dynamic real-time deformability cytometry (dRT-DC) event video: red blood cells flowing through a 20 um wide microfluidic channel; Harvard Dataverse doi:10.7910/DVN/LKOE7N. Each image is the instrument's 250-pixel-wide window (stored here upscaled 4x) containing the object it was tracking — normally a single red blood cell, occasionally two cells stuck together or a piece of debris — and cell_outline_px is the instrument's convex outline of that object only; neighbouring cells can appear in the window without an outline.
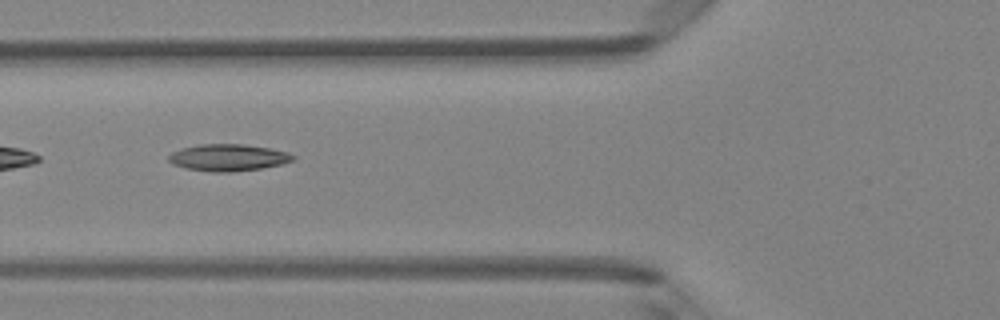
{"species": "Egyptian fruit bat (a non-hibernating species)", "species_latin": "Rousettus aegyptiacus", "temperature_condition": "room temperature", "stored_images_in_passage": 5, "camera_frame_rate_fps": 3000, "um_per_image_px": 0.085, "animal": {"sex": "female"}, "frame": {"image": 1, "passage_image": 5, "time_ms": 1.333, "image_size_px": [1000, 320], "cell_outline_px": [[296, 156], [292, 160], [280, 164], [260, 168], [232, 172], [212, 172], [184, 168], [172, 164], [168, 160], [168, 156], [172, 152], [184, 148], [200, 144], [244, 144], [268, 148], [288, 152]], "centroid_in_image_um": [19.36, 13.39], "position_along_channel_um": 106.4, "area_um2": 19.31}}